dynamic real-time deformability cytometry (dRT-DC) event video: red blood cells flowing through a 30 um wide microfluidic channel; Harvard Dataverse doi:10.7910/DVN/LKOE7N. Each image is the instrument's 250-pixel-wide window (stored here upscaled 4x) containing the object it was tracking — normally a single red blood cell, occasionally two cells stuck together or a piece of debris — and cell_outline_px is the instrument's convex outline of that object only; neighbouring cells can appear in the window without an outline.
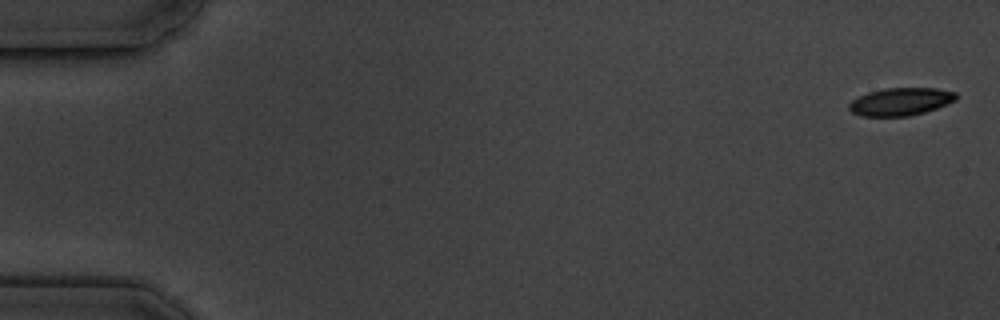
{"species": "common noctule bat (a hibernating species)", "species_latin": "Nyctalus noctula", "temperature_condition": "cold", "stored_images_in_passage": 6, "camera_frame_rate_fps": 3000, "um_per_image_px": 0.085, "animal": {"sex": "male", "body_mass_g": 19.5, "forearm_length_mm": 54.6}, "frame": {"image": 1, "passage_image": 1, "time_ms": 0.0, "image_size_px": [1000, 320], "cell_outline_px": [[956, 100], [936, 108], [924, 112], [908, 116], [860, 116], [852, 112], [848, 108], [848, 104], [852, 100], [868, 92], [884, 88], [936, 88], [956, 92]], "centroid_in_image_um": [76.53, 8.64], "position_along_channel_um": 8.5, "area_um2": 17.22}}
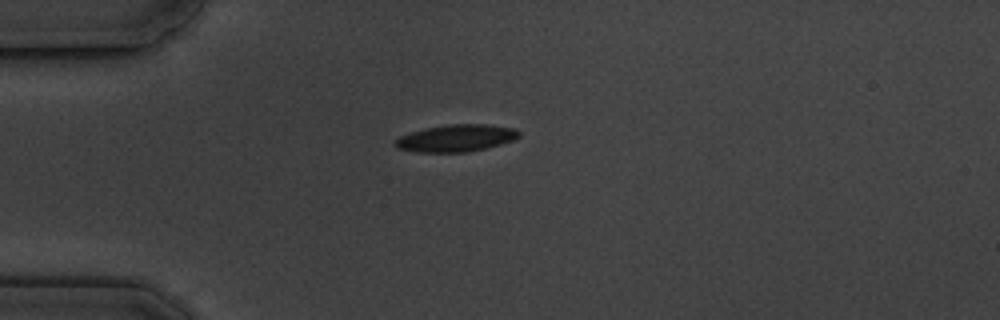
{"frame": {"image": 2, "passage_image": 5, "time_ms": 4.667, "image_size_px": [1000, 320], "cell_outline_px": [[520, 136], [512, 140], [500, 144], [468, 152], [416, 152], [396, 148], [392, 144], [400, 136], [424, 128], [448, 124], [488, 124], [516, 128], [520, 132]], "centroid_in_image_um": [38.76, 11.73], "position_along_channel_um": 46.2, "area_um2": 19.59}}